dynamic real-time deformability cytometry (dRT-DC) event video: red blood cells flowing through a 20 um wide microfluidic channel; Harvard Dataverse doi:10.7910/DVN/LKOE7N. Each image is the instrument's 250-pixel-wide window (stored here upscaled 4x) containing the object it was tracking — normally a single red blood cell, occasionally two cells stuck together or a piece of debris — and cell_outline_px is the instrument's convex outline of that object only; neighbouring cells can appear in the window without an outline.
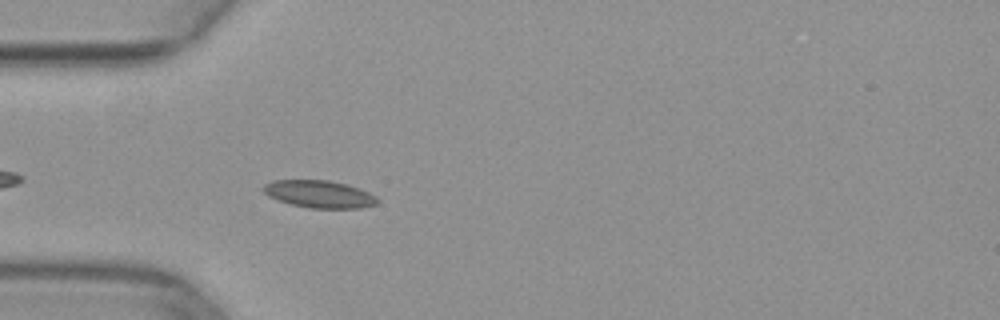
{"species": "common noctule bat (a hibernating species)", "species_latin": "Nyctalus noctula", "temperature_condition": "warm", "stored_images_in_passage": 38, "camera_frame_rate_fps": 3000, "um_per_image_px": 0.085, "animal": {"sex": "female", "body_mass_g": 29.2, "forearm_length_mm": 56.3}, "frame": {"image": 1, "passage_image": 3, "time_ms": 0.667, "image_size_px": [1000, 320], "cell_outline_px": [[380, 200], [376, 204], [360, 208], [308, 208], [292, 204], [268, 196], [260, 188], [264, 184], [272, 180], [328, 180], [348, 184], [360, 188], [376, 196]], "centroid_in_image_um": [27.14, 16.49], "position_along_channel_um": 57.9, "area_um2": 18.32}}
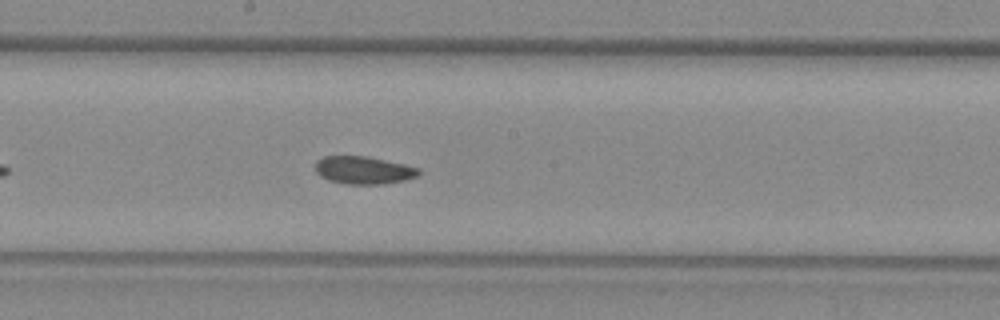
{"frame": {"image": 2, "passage_image": 15, "time_ms": 4.667, "image_size_px": [1000, 320], "cell_outline_px": [[420, 176], [404, 180], [384, 184], [348, 184], [328, 180], [320, 176], [316, 172], [316, 160], [324, 156], [368, 156], [404, 164], [420, 168]], "centroid_in_image_um": [30.92, 14.46], "position_along_channel_um": 217.3, "area_um2": 16.82}}
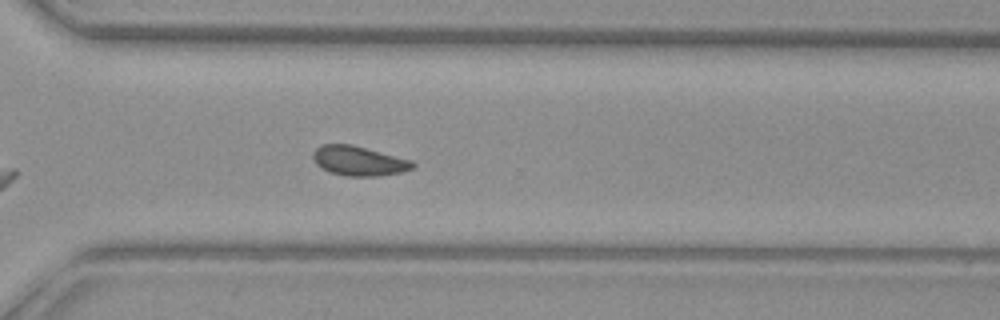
{"frame": {"image": 3, "passage_image": 24, "time_ms": 7.667, "image_size_px": [1000, 320], "cell_outline_px": [[416, 164], [412, 168], [400, 172], [380, 176], [344, 176], [328, 172], [320, 168], [316, 164], [312, 156], [312, 152], [320, 144], [352, 144], [412, 160]], "centroid_in_image_um": [30.46, 13.67], "position_along_channel_um": 340.1, "area_um2": 17.4}}